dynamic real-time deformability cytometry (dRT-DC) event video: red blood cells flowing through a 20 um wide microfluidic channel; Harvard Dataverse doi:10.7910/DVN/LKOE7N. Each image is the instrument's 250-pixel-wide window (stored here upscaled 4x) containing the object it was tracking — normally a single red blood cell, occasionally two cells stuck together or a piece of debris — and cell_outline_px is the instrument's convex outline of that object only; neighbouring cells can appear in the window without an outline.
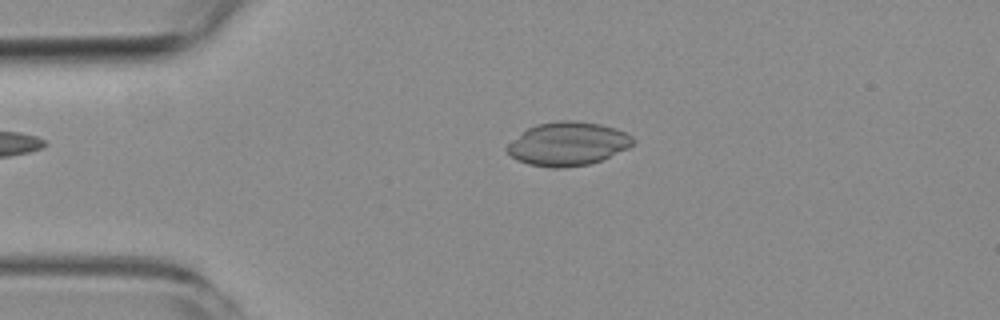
{"species": "common noctule bat (a hibernating species)", "species_latin": "Nyctalus noctula", "temperature_condition": "room temperature", "stored_images_in_passage": 3, "camera_frame_rate_fps": 3000, "um_per_image_px": 0.085, "animal": {"sex": "female", "body_mass_g": 19.3, "forearm_length_mm": 54.1}, "frame": {"image": 1, "passage_image": 2, "time_ms": 1.0, "image_size_px": [1000, 320], "cell_outline_px": [[636, 140], [628, 148], [600, 160], [588, 164], [564, 168], [548, 168], [528, 164], [516, 160], [504, 148], [508, 144], [528, 128], [536, 124], [556, 120], [576, 120], [600, 124], [616, 128], [632, 136]], "centroid_in_image_um": [48.25, 12.22], "position_along_channel_um": 36.7, "area_um2": 32.02}}